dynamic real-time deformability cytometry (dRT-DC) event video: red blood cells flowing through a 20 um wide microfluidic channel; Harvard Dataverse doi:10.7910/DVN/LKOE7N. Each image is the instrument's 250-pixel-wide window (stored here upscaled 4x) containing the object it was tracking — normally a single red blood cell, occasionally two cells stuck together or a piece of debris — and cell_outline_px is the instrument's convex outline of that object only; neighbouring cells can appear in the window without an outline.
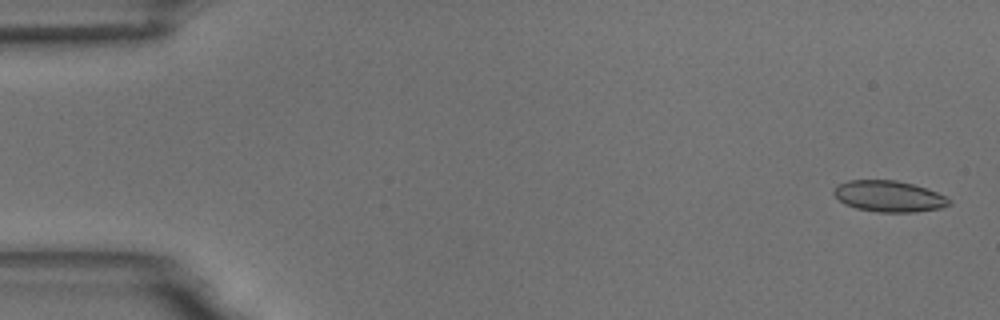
{"species": "common noctule bat (a hibernating species)", "species_latin": "Nyctalus noctula", "temperature_condition": "room temperature", "stored_images_in_passage": 55, "camera_frame_rate_fps": 3000, "um_per_image_px": 0.085, "animal": {"sex": "male", "body_mass_g": 18.8}, "frame": {"image": 1, "passage_image": 2, "time_ms": 0.333, "image_size_px": [1000, 320], "cell_outline_px": [[952, 204], [940, 208], [916, 212], [876, 212], [856, 208], [844, 204], [832, 192], [836, 184], [848, 180], [896, 180], [912, 184], [936, 192], [952, 200]], "centroid_in_image_um": [75.53, 16.68], "position_along_channel_um": 9.5, "area_um2": 20.98}}
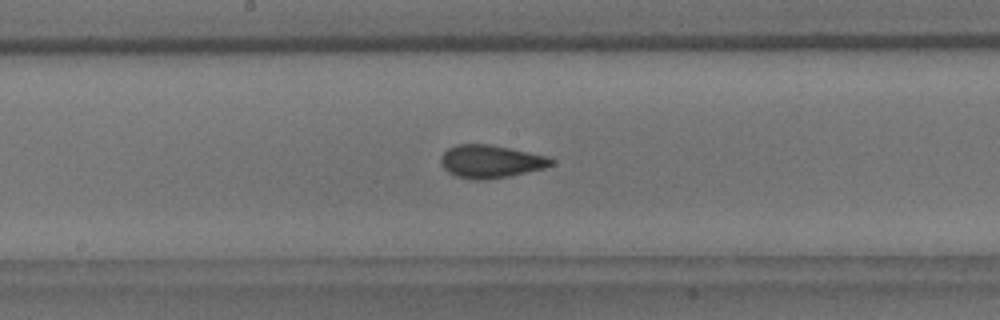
{"frame": {"image": 2, "passage_image": 29, "time_ms": 9.333, "image_size_px": [1000, 320], "cell_outline_px": [[556, 160], [552, 164], [544, 168], [508, 176], [484, 180], [472, 180], [456, 176], [448, 172], [440, 164], [440, 160], [444, 152], [448, 148], [456, 144], [488, 144], [548, 156]], "centroid_in_image_um": [41.68, 13.73], "position_along_channel_um": 206.5, "area_um2": 21.1}}
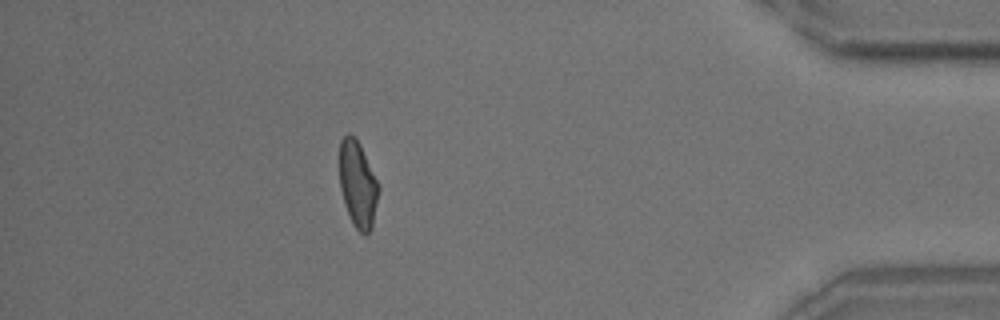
{"frame": {"image": 3, "passage_image": 49, "time_ms": 16.0, "image_size_px": [1000, 320], "cell_outline_px": [[380, 188], [372, 228], [364, 236], [352, 224], [344, 204], [340, 188], [340, 140], [348, 132], [356, 136], [380, 184]], "centroid_in_image_um": [30.43, 15.65], "position_along_channel_um": 404.8, "area_um2": 20.06}, "authors_computed_cell_mechanics": {"area_um2": 20.6346, "velocity_mm_per_s": 3.6746, "shape_relaxation_time_tau1_ms": null, "shape_relaxation_time_tau2_ms": 1.1951, "deformation_change_tau1": null, "deformation_change_tau2": 0.0681}}